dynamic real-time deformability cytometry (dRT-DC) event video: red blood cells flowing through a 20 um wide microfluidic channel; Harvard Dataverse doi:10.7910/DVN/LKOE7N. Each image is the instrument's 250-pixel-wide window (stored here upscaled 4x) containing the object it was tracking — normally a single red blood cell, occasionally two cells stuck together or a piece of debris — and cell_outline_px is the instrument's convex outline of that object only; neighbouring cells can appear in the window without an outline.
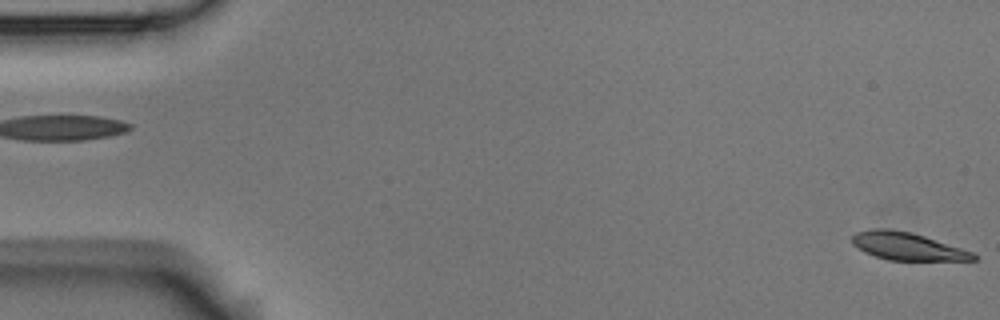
{"species": "Egyptian fruit bat (a non-hibernating species)", "species_latin": "Rousettus aegyptiacus", "temperature_condition": "room temperature", "stored_images_in_passage": 8, "camera_frame_rate_fps": 3000, "um_per_image_px": 0.085, "animal": {"sex": "male"}, "frame": {"image": 1, "passage_image": 1, "time_ms": 0.0, "image_size_px": [1000, 320], "cell_outline_px": [[976, 260], [888, 260], [864, 252], [852, 244], [852, 236], [856, 232], [872, 228], [888, 228], [912, 232], [972, 252], [976, 256]], "centroid_in_image_um": [77.06, 20.92], "position_along_channel_um": 7.9, "area_um2": 19.36}}
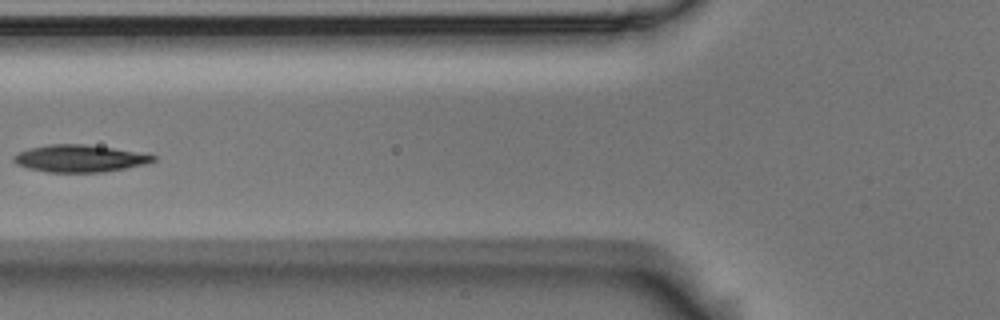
{"frame": {"image": 2, "passage_image": 7, "time_ms": 2.0, "image_size_px": [1000, 320], "cell_outline_px": [[156, 160], [144, 164], [104, 172], [48, 172], [28, 168], [16, 164], [12, 160], [12, 156], [20, 152], [32, 148], [48, 144], [84, 144], [112, 148], [156, 156]], "centroid_in_image_um": [6.72, 13.47], "position_along_channel_um": 119.1, "area_um2": 21.73}}
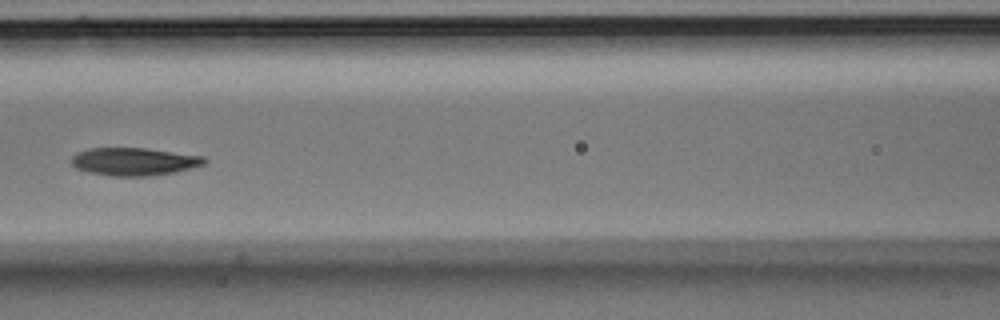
{"frame": {"image": 3, "passage_image": 8, "time_ms": 2.333, "image_size_px": [1000, 320], "cell_outline_px": [[208, 160], [204, 164], [176, 172], [152, 176], [112, 176], [88, 172], [76, 168], [72, 164], [72, 156], [76, 152], [88, 148], [148, 148], [204, 156]], "centroid_in_image_um": [11.4, 13.73], "position_along_channel_um": 155.2, "area_um2": 21.73}}